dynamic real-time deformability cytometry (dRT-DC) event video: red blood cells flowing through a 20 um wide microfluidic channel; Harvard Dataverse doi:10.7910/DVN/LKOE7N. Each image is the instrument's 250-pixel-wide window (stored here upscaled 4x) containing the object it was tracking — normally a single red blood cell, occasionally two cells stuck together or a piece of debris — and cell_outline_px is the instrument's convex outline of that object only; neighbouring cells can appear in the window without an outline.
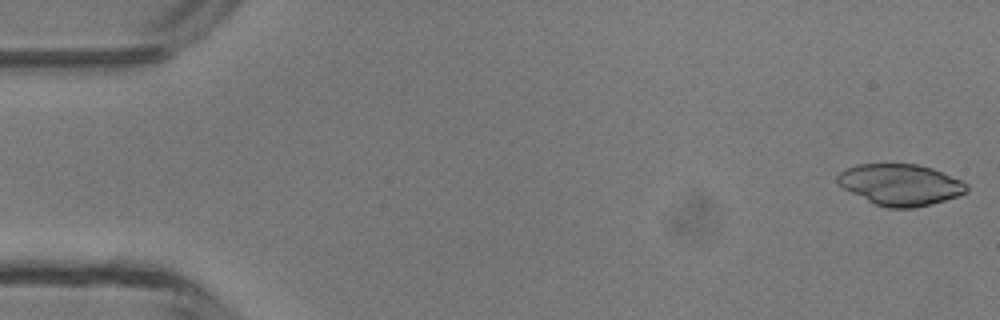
{"species": "common noctule bat (a hibernating species)", "species_latin": "Nyctalus noctula", "temperature_condition": "room temperature", "stored_images_in_passage": 44, "camera_frame_rate_fps": 3000, "um_per_image_px": 0.085, "animal": {"sex": "male", "body_mass_g": 13.3}, "frame": {"image": 1, "passage_image": 1, "time_ms": 0.0, "image_size_px": [1000, 320], "cell_outline_px": [[968, 192], [932, 204], [912, 208], [888, 208], [876, 204], [836, 184], [836, 176], [844, 168], [856, 164], [916, 164], [932, 168], [960, 180], [968, 184]], "centroid_in_image_um": [76.51, 15.69], "position_along_channel_um": 8.5, "area_um2": 30.92}}
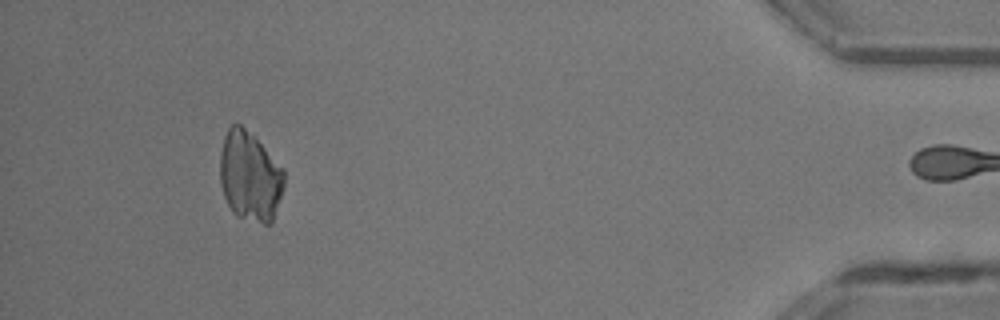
{"frame": {"image": 2, "passage_image": 43, "time_ms": 14.0, "image_size_px": [1000, 320], "cell_outline_px": [[284, 188], [272, 224], [264, 224], [236, 216], [232, 212], [224, 196], [220, 184], [220, 152], [224, 136], [228, 128], [232, 124], [240, 124], [284, 168]], "centroid_in_image_um": [21.24, 15.03], "position_along_channel_um": 414.0, "area_um2": 33.58}}